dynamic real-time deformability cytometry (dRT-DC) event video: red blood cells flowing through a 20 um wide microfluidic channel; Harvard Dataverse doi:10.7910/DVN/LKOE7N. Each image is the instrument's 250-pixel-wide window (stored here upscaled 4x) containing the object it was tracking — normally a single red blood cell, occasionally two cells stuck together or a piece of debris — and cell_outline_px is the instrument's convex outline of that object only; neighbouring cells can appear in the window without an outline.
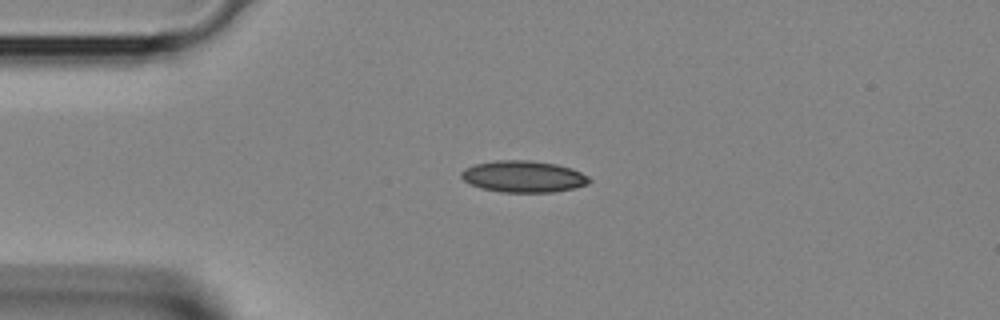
{"species": "Egyptian fruit bat (a non-hibernating species)", "species_latin": "Rousettus aegyptiacus", "temperature_condition": "room temperature", "stored_images_in_passage": 32, "camera_frame_rate_fps": 3000, "um_per_image_px": 0.085, "animal": {"sex": "female"}, "frame": {"image": 1, "passage_image": 2, "time_ms": 0.333, "image_size_px": [1000, 320], "cell_outline_px": [[592, 180], [588, 184], [576, 188], [552, 192], [500, 192], [480, 188], [468, 184], [460, 176], [460, 172], [464, 168], [476, 164], [496, 160], [528, 160], [556, 164], [572, 168], [588, 176]], "centroid_in_image_um": [44.48, 15.01], "position_along_channel_um": 40.5, "area_um2": 23.76}}
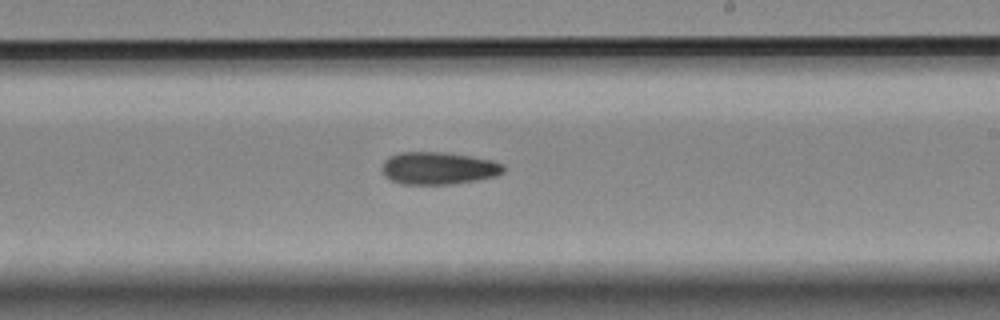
{"frame": {"image": 2, "passage_image": 16, "time_ms": 5.0, "image_size_px": [1000, 320], "cell_outline_px": [[504, 172], [496, 176], [476, 180], [452, 184], [400, 184], [384, 176], [384, 160], [388, 156], [400, 152], [448, 152], [492, 160], [504, 164]], "centroid_in_image_um": [37.28, 14.29], "position_along_channel_um": 251.7, "area_um2": 23.0}}
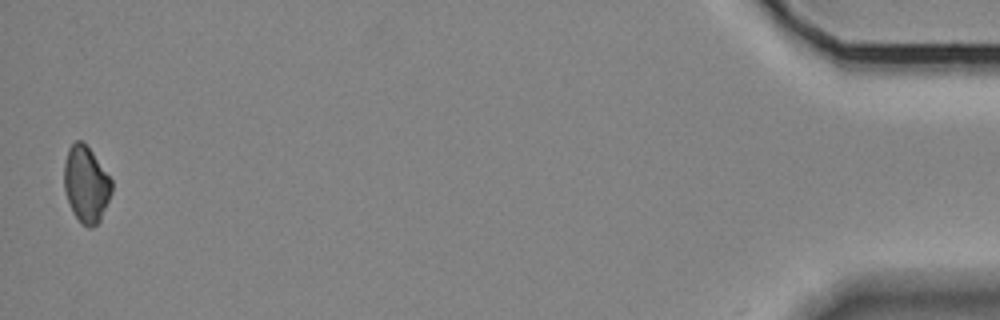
{"frame": {"image": 3, "passage_image": 32, "time_ms": 10.333, "image_size_px": [1000, 320], "cell_outline_px": [[112, 192], [100, 220], [92, 228], [88, 228], [80, 224], [72, 212], [68, 204], [64, 188], [64, 160], [68, 148], [76, 140], [80, 140], [92, 152], [112, 180]], "centroid_in_image_um": [7.3, 15.7], "position_along_channel_um": 427.9, "area_um2": 21.27}}